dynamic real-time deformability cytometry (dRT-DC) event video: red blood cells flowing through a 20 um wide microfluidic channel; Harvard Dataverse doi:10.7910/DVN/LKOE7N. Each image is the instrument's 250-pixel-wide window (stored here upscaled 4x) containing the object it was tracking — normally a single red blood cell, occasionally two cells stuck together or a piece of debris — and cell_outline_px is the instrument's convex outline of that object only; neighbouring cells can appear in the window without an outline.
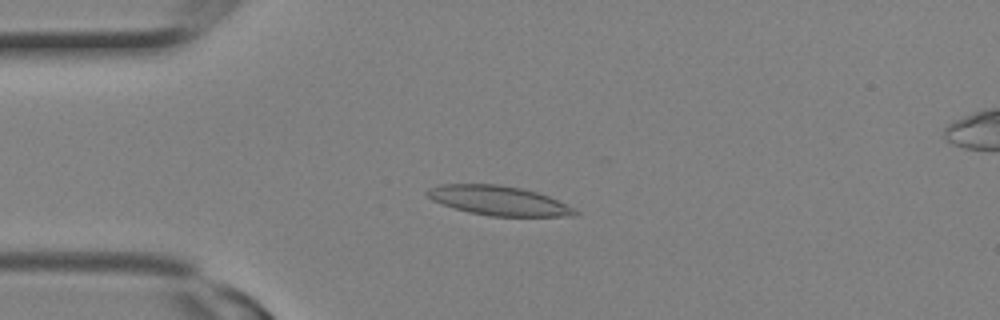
{"species": "Egyptian fruit bat (a non-hibernating species)", "species_latin": "Rousettus aegyptiacus", "temperature_condition": "room temperature", "stored_images_in_passage": 10, "camera_frame_rate_fps": 3000, "um_per_image_px": 0.085, "animal": {"sex": "female"}, "frame": {"image": 1, "passage_image": 7, "time_ms": 2.0, "image_size_px": [1000, 320], "cell_outline_px": [[580, 212], [576, 216], [488, 216], [468, 212], [432, 200], [424, 192], [428, 188], [440, 184], [496, 184], [520, 188], [536, 192], [548, 196]], "centroid_in_image_um": [42.35, 17.05], "position_along_channel_um": 42.6, "area_um2": 25.09}}
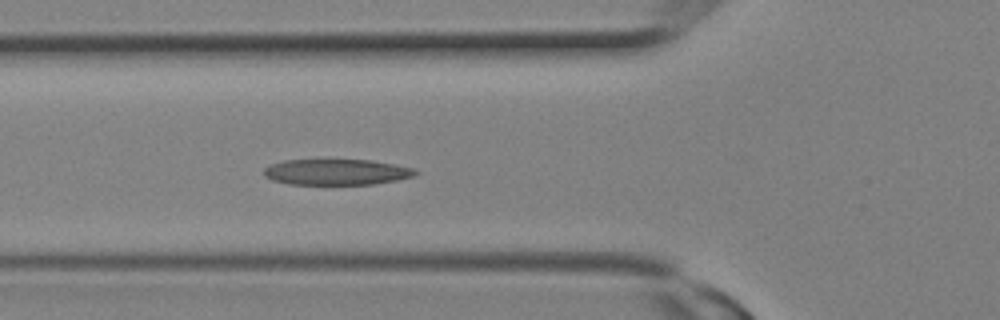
{"frame": {"image": 2, "passage_image": 10, "time_ms": 3.0, "image_size_px": [1000, 320], "cell_outline_px": [[420, 172], [416, 176], [396, 180], [372, 184], [288, 184], [272, 180], [264, 176], [264, 168], [268, 164], [284, 160], [372, 160], [416, 168]], "centroid_in_image_um": [28.62, 14.62], "position_along_channel_um": 97.2, "area_um2": 23.0}}